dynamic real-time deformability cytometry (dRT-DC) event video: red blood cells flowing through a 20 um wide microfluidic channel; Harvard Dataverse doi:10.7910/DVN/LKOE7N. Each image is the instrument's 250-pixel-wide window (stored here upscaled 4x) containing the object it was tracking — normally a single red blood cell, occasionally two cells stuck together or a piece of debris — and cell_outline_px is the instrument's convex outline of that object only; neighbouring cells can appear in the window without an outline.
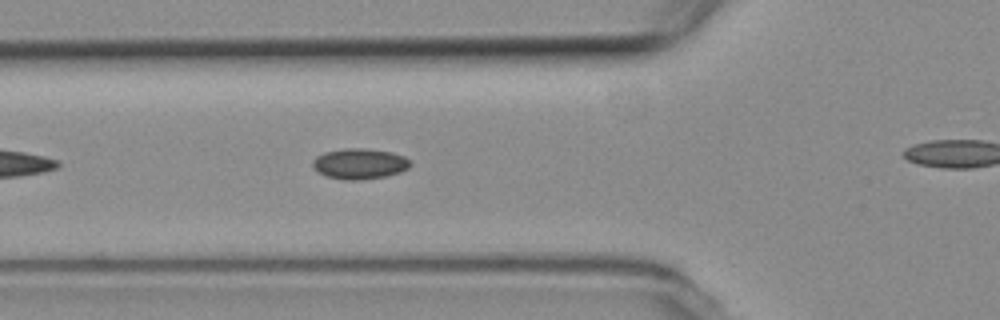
{"species": "common noctule bat (a hibernating species)", "species_latin": "Nyctalus noctula", "temperature_condition": "room temperature", "stored_images_in_passage": 32, "camera_frame_rate_fps": 3000, "um_per_image_px": 0.085, "animal": {"sex": "female", "body_mass_g": 19.3, "forearm_length_mm": 54.1}, "frame": {"image": 1, "passage_image": 7, "time_ms": 2.0, "image_size_px": [1000, 320], "cell_outline_px": [[412, 164], [408, 168], [400, 172], [384, 176], [360, 180], [344, 180], [328, 176], [320, 172], [312, 164], [312, 160], [316, 156], [324, 152], [344, 148], [364, 148], [392, 152], [404, 156]], "centroid_in_image_um": [30.57, 13.9], "position_along_channel_um": 95.2, "area_um2": 17.28}}
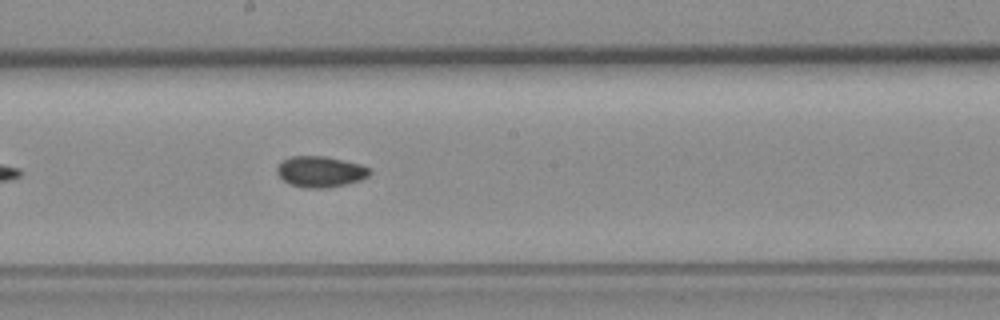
{"frame": {"image": 2, "passage_image": 17, "time_ms": 5.333, "image_size_px": [1000, 320], "cell_outline_px": [[372, 172], [368, 176], [360, 180], [328, 188], [304, 188], [288, 184], [276, 172], [276, 168], [284, 160], [292, 156], [324, 156], [360, 164], [368, 168]], "centroid_in_image_um": [27.22, 14.6], "position_along_channel_um": 221.0, "area_um2": 16.59}}
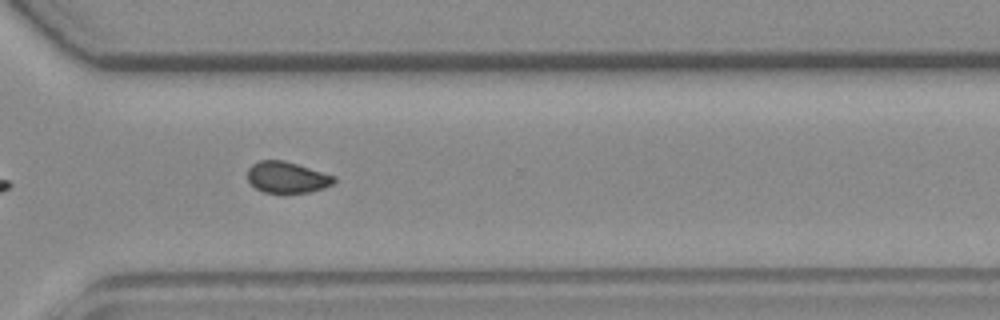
{"frame": {"image": 3, "passage_image": 27, "time_ms": 8.667, "image_size_px": [1000, 320], "cell_outline_px": [[336, 180], [332, 184], [324, 188], [308, 192], [284, 196], [264, 192], [256, 188], [248, 180], [248, 168], [252, 164], [260, 160], [284, 160], [336, 176]], "centroid_in_image_um": [24.4, 15.11], "position_along_channel_um": 346.2, "area_um2": 16.24}}